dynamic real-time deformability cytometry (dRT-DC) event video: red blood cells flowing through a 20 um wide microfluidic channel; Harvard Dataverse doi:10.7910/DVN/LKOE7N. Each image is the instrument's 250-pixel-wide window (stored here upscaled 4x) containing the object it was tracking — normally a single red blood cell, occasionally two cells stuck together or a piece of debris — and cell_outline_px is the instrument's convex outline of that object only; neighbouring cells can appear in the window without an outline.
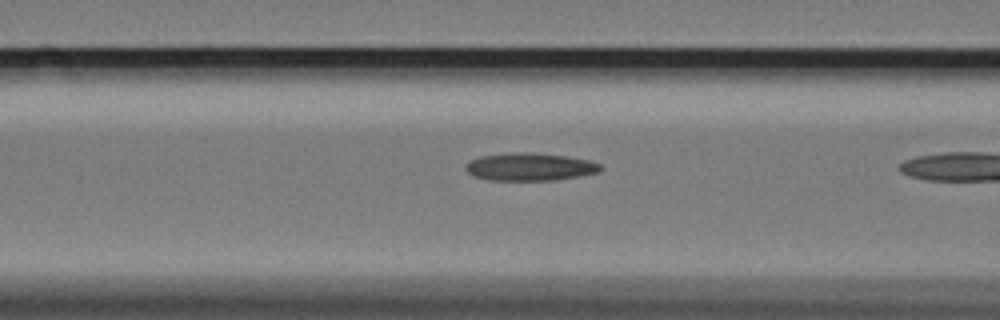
{"species": "Egyptian fruit bat (a non-hibernating species)", "species_latin": "Rousettus aegyptiacus", "temperature_condition": "cold", "stored_images_in_passage": 23, "camera_frame_rate_fps": 3000, "um_per_image_px": 0.085, "animal": {"sex": "female"}, "frame": {"image": 1, "passage_image": 21, "time_ms": 6.667, "image_size_px": [1000, 320], "cell_outline_px": [[600, 172], [580, 176], [556, 180], [488, 180], [472, 176], [464, 168], [472, 160], [480, 156], [512, 152], [532, 152], [568, 156], [588, 160], [600, 164]], "centroid_in_image_um": [45.04, 14.18], "position_along_channel_um": 121.6, "area_um2": 21.85}}